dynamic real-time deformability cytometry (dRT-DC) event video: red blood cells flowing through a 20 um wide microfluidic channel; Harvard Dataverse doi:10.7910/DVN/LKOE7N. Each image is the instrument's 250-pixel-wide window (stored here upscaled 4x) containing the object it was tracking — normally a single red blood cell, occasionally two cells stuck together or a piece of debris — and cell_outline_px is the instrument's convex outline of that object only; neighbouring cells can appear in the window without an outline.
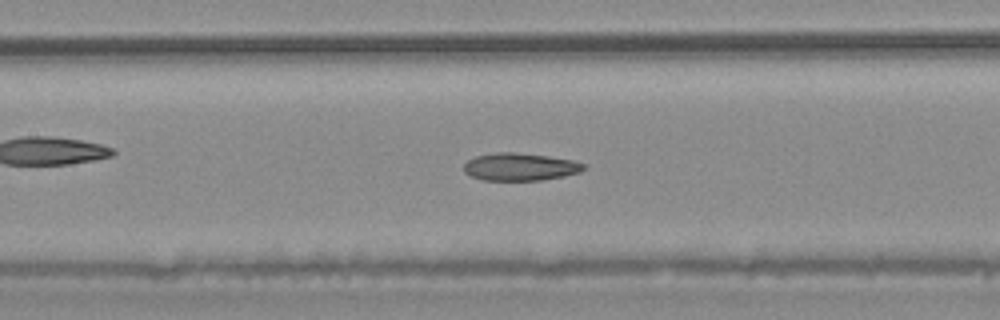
{"species": "common noctule bat (a hibernating species)", "species_latin": "Nyctalus noctula", "temperature_condition": "warm", "stored_images_in_passage": 43, "camera_frame_rate_fps": 3000, "um_per_image_px": 0.085, "animal": {"sex": "male", "body_mass_g": 20.4}, "frame": {"image": 1, "passage_image": 19, "time_ms": 6.0, "image_size_px": [1000, 320], "cell_outline_px": [[588, 168], [580, 172], [564, 176], [540, 180], [480, 180], [464, 172], [464, 164], [468, 160], [476, 156], [496, 152], [512, 152], [548, 156], [576, 160], [588, 164]], "centroid_in_image_um": [44.27, 14.18], "position_along_channel_um": 163.1, "area_um2": 19.48}}